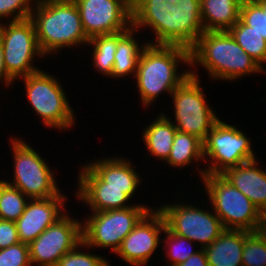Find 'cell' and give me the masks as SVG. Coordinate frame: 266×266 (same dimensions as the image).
Instances as JSON below:
<instances>
[{"label":"cell","mask_w":266,"mask_h":266,"mask_svg":"<svg viewBox=\"0 0 266 266\" xmlns=\"http://www.w3.org/2000/svg\"><path fill=\"white\" fill-rule=\"evenodd\" d=\"M132 27L148 28L151 45H178L191 49L204 32L200 0H132Z\"/></svg>","instance_id":"6da1fadb"},{"label":"cell","mask_w":266,"mask_h":266,"mask_svg":"<svg viewBox=\"0 0 266 266\" xmlns=\"http://www.w3.org/2000/svg\"><path fill=\"white\" fill-rule=\"evenodd\" d=\"M180 63L188 69L178 70ZM189 67V49L178 45L147 44L140 54L134 76L142 106L149 108L163 93L170 97L190 75Z\"/></svg>","instance_id":"7a4b0ae2"},{"label":"cell","mask_w":266,"mask_h":266,"mask_svg":"<svg viewBox=\"0 0 266 266\" xmlns=\"http://www.w3.org/2000/svg\"><path fill=\"white\" fill-rule=\"evenodd\" d=\"M201 66L215 80L230 81L262 73V67L229 31H204L190 49V69Z\"/></svg>","instance_id":"3957f363"},{"label":"cell","mask_w":266,"mask_h":266,"mask_svg":"<svg viewBox=\"0 0 266 266\" xmlns=\"http://www.w3.org/2000/svg\"><path fill=\"white\" fill-rule=\"evenodd\" d=\"M30 19L35 26L39 47L46 57L64 47L86 46L89 41L73 0H36Z\"/></svg>","instance_id":"277c9868"},{"label":"cell","mask_w":266,"mask_h":266,"mask_svg":"<svg viewBox=\"0 0 266 266\" xmlns=\"http://www.w3.org/2000/svg\"><path fill=\"white\" fill-rule=\"evenodd\" d=\"M201 182L224 229L255 232L266 228V217L222 174H204Z\"/></svg>","instance_id":"5b68a950"},{"label":"cell","mask_w":266,"mask_h":266,"mask_svg":"<svg viewBox=\"0 0 266 266\" xmlns=\"http://www.w3.org/2000/svg\"><path fill=\"white\" fill-rule=\"evenodd\" d=\"M19 79L24 81L29 105L42 119L43 126L63 132L76 125V113L56 75L52 76L41 69Z\"/></svg>","instance_id":"8992f818"},{"label":"cell","mask_w":266,"mask_h":266,"mask_svg":"<svg viewBox=\"0 0 266 266\" xmlns=\"http://www.w3.org/2000/svg\"><path fill=\"white\" fill-rule=\"evenodd\" d=\"M246 135L236 125L219 119L203 142L204 161L208 166L195 170L200 180L204 174H223L229 168L257 159L252 141Z\"/></svg>","instance_id":"52a82bcc"},{"label":"cell","mask_w":266,"mask_h":266,"mask_svg":"<svg viewBox=\"0 0 266 266\" xmlns=\"http://www.w3.org/2000/svg\"><path fill=\"white\" fill-rule=\"evenodd\" d=\"M196 70L190 69V75L171 94L175 120L172 123L178 131L194 135L204 142L220 118L207 103Z\"/></svg>","instance_id":"ba28073f"},{"label":"cell","mask_w":266,"mask_h":266,"mask_svg":"<svg viewBox=\"0 0 266 266\" xmlns=\"http://www.w3.org/2000/svg\"><path fill=\"white\" fill-rule=\"evenodd\" d=\"M154 207L135 204L124 209L90 212L82 221L83 242L94 248H111L116 253L123 239Z\"/></svg>","instance_id":"9c48e42d"},{"label":"cell","mask_w":266,"mask_h":266,"mask_svg":"<svg viewBox=\"0 0 266 266\" xmlns=\"http://www.w3.org/2000/svg\"><path fill=\"white\" fill-rule=\"evenodd\" d=\"M13 154V180L6 182L19 189L30 199L57 196L61 189L57 186L54 171L47 161L41 157L26 141L19 137H11Z\"/></svg>","instance_id":"30bf717a"},{"label":"cell","mask_w":266,"mask_h":266,"mask_svg":"<svg viewBox=\"0 0 266 266\" xmlns=\"http://www.w3.org/2000/svg\"><path fill=\"white\" fill-rule=\"evenodd\" d=\"M0 37L4 50L7 73L16 81L39 70L34 66L35 58L43 59L33 21L28 18L0 24Z\"/></svg>","instance_id":"8fae6325"},{"label":"cell","mask_w":266,"mask_h":266,"mask_svg":"<svg viewBox=\"0 0 266 266\" xmlns=\"http://www.w3.org/2000/svg\"><path fill=\"white\" fill-rule=\"evenodd\" d=\"M156 208L170 232L199 243L201 249L209 246L225 230L212 208L206 210L186 202L165 203Z\"/></svg>","instance_id":"7c38bea8"},{"label":"cell","mask_w":266,"mask_h":266,"mask_svg":"<svg viewBox=\"0 0 266 266\" xmlns=\"http://www.w3.org/2000/svg\"><path fill=\"white\" fill-rule=\"evenodd\" d=\"M65 213L29 244L31 266H55L83 241L82 221Z\"/></svg>","instance_id":"4fadbf2b"},{"label":"cell","mask_w":266,"mask_h":266,"mask_svg":"<svg viewBox=\"0 0 266 266\" xmlns=\"http://www.w3.org/2000/svg\"><path fill=\"white\" fill-rule=\"evenodd\" d=\"M88 38L110 35L132 27L131 0H73Z\"/></svg>","instance_id":"5bb4252c"},{"label":"cell","mask_w":266,"mask_h":266,"mask_svg":"<svg viewBox=\"0 0 266 266\" xmlns=\"http://www.w3.org/2000/svg\"><path fill=\"white\" fill-rule=\"evenodd\" d=\"M166 226L162 214L153 208L123 239L115 253L130 266H147L160 243ZM161 237V238H160Z\"/></svg>","instance_id":"9a60e30c"},{"label":"cell","mask_w":266,"mask_h":266,"mask_svg":"<svg viewBox=\"0 0 266 266\" xmlns=\"http://www.w3.org/2000/svg\"><path fill=\"white\" fill-rule=\"evenodd\" d=\"M79 168L77 199L86 204L90 212H101L115 209H124L134 204H129L138 189L104 188V182L86 165ZM128 203V204H127Z\"/></svg>","instance_id":"2e32d148"},{"label":"cell","mask_w":266,"mask_h":266,"mask_svg":"<svg viewBox=\"0 0 266 266\" xmlns=\"http://www.w3.org/2000/svg\"><path fill=\"white\" fill-rule=\"evenodd\" d=\"M66 197L61 191L54 197L30 199L15 221L20 242L30 244L61 218L66 211Z\"/></svg>","instance_id":"e0dca14e"},{"label":"cell","mask_w":266,"mask_h":266,"mask_svg":"<svg viewBox=\"0 0 266 266\" xmlns=\"http://www.w3.org/2000/svg\"><path fill=\"white\" fill-rule=\"evenodd\" d=\"M257 159L227 169L222 175L266 217V170Z\"/></svg>","instance_id":"ac0fdd59"},{"label":"cell","mask_w":266,"mask_h":266,"mask_svg":"<svg viewBox=\"0 0 266 266\" xmlns=\"http://www.w3.org/2000/svg\"><path fill=\"white\" fill-rule=\"evenodd\" d=\"M131 162L124 157L113 156L90 160L86 165L104 182V188L138 189L143 181Z\"/></svg>","instance_id":"d6986e66"},{"label":"cell","mask_w":266,"mask_h":266,"mask_svg":"<svg viewBox=\"0 0 266 266\" xmlns=\"http://www.w3.org/2000/svg\"><path fill=\"white\" fill-rule=\"evenodd\" d=\"M244 230L225 229L209 246L205 255L209 266H242Z\"/></svg>","instance_id":"ffe728a7"},{"label":"cell","mask_w":266,"mask_h":266,"mask_svg":"<svg viewBox=\"0 0 266 266\" xmlns=\"http://www.w3.org/2000/svg\"><path fill=\"white\" fill-rule=\"evenodd\" d=\"M167 113H160L157 117L146 127L142 132V140L147 153L153 157L158 158L165 162L170 155L172 144L175 134L177 132L176 127L170 119V115L167 117Z\"/></svg>","instance_id":"44dd1931"},{"label":"cell","mask_w":266,"mask_h":266,"mask_svg":"<svg viewBox=\"0 0 266 266\" xmlns=\"http://www.w3.org/2000/svg\"><path fill=\"white\" fill-rule=\"evenodd\" d=\"M242 0H200L204 31H228L240 19Z\"/></svg>","instance_id":"7402d4cb"},{"label":"cell","mask_w":266,"mask_h":266,"mask_svg":"<svg viewBox=\"0 0 266 266\" xmlns=\"http://www.w3.org/2000/svg\"><path fill=\"white\" fill-rule=\"evenodd\" d=\"M137 30L131 27L118 41L114 55V67L111 78L122 79L127 75L135 76L142 50L147 46L148 40L142 45L136 39ZM135 34V35H134Z\"/></svg>","instance_id":"603a6c76"},{"label":"cell","mask_w":266,"mask_h":266,"mask_svg":"<svg viewBox=\"0 0 266 266\" xmlns=\"http://www.w3.org/2000/svg\"><path fill=\"white\" fill-rule=\"evenodd\" d=\"M204 162V145L198 137L177 130L171 152L164 162L172 168L193 166V162Z\"/></svg>","instance_id":"cb8c5ba5"},{"label":"cell","mask_w":266,"mask_h":266,"mask_svg":"<svg viewBox=\"0 0 266 266\" xmlns=\"http://www.w3.org/2000/svg\"><path fill=\"white\" fill-rule=\"evenodd\" d=\"M128 30L110 34V35H96L89 38L86 46L92 47V64L96 71L111 78V73L114 67V55L116 53L117 41Z\"/></svg>","instance_id":"d4e9b609"},{"label":"cell","mask_w":266,"mask_h":266,"mask_svg":"<svg viewBox=\"0 0 266 266\" xmlns=\"http://www.w3.org/2000/svg\"><path fill=\"white\" fill-rule=\"evenodd\" d=\"M239 46L262 68L266 65V40L239 19L229 30Z\"/></svg>","instance_id":"484cf974"},{"label":"cell","mask_w":266,"mask_h":266,"mask_svg":"<svg viewBox=\"0 0 266 266\" xmlns=\"http://www.w3.org/2000/svg\"><path fill=\"white\" fill-rule=\"evenodd\" d=\"M29 200L19 189L7 183L6 179L0 180V219L15 222Z\"/></svg>","instance_id":"4316f807"},{"label":"cell","mask_w":266,"mask_h":266,"mask_svg":"<svg viewBox=\"0 0 266 266\" xmlns=\"http://www.w3.org/2000/svg\"><path fill=\"white\" fill-rule=\"evenodd\" d=\"M242 266H266V228L255 232L244 230Z\"/></svg>","instance_id":"83f0119b"},{"label":"cell","mask_w":266,"mask_h":266,"mask_svg":"<svg viewBox=\"0 0 266 266\" xmlns=\"http://www.w3.org/2000/svg\"><path fill=\"white\" fill-rule=\"evenodd\" d=\"M163 237L164 238L162 239V242L165 247L164 250L166 253V260L167 262L170 261L169 265L167 266L179 265L201 249L200 247L199 249L197 247V249L194 250V247H192L195 244L194 242L170 232L167 228L164 230Z\"/></svg>","instance_id":"f1b7e54d"},{"label":"cell","mask_w":266,"mask_h":266,"mask_svg":"<svg viewBox=\"0 0 266 266\" xmlns=\"http://www.w3.org/2000/svg\"><path fill=\"white\" fill-rule=\"evenodd\" d=\"M83 247V250L88 252H84L81 249ZM90 249L92 248L82 241L72 251L61 257L55 266H112L104 256L90 253Z\"/></svg>","instance_id":"f546056e"},{"label":"cell","mask_w":266,"mask_h":266,"mask_svg":"<svg viewBox=\"0 0 266 266\" xmlns=\"http://www.w3.org/2000/svg\"><path fill=\"white\" fill-rule=\"evenodd\" d=\"M240 19L266 40V11L255 1H242Z\"/></svg>","instance_id":"4dcf8cb0"},{"label":"cell","mask_w":266,"mask_h":266,"mask_svg":"<svg viewBox=\"0 0 266 266\" xmlns=\"http://www.w3.org/2000/svg\"><path fill=\"white\" fill-rule=\"evenodd\" d=\"M32 1L36 0H0V24L5 18L7 22L30 18L34 6Z\"/></svg>","instance_id":"1f68e13d"},{"label":"cell","mask_w":266,"mask_h":266,"mask_svg":"<svg viewBox=\"0 0 266 266\" xmlns=\"http://www.w3.org/2000/svg\"><path fill=\"white\" fill-rule=\"evenodd\" d=\"M0 266H31L29 244L18 242L1 249Z\"/></svg>","instance_id":"d6a6232c"},{"label":"cell","mask_w":266,"mask_h":266,"mask_svg":"<svg viewBox=\"0 0 266 266\" xmlns=\"http://www.w3.org/2000/svg\"><path fill=\"white\" fill-rule=\"evenodd\" d=\"M20 242L14 221L0 219V250Z\"/></svg>","instance_id":"836d02e7"},{"label":"cell","mask_w":266,"mask_h":266,"mask_svg":"<svg viewBox=\"0 0 266 266\" xmlns=\"http://www.w3.org/2000/svg\"><path fill=\"white\" fill-rule=\"evenodd\" d=\"M176 266H209L205 250L200 249L196 254L191 255L186 261Z\"/></svg>","instance_id":"e575fe53"},{"label":"cell","mask_w":266,"mask_h":266,"mask_svg":"<svg viewBox=\"0 0 266 266\" xmlns=\"http://www.w3.org/2000/svg\"><path fill=\"white\" fill-rule=\"evenodd\" d=\"M3 55H4V50H3L2 40L0 37V82L3 83L5 87L8 86L10 87L11 84L14 85L15 80L6 71Z\"/></svg>","instance_id":"d590c367"},{"label":"cell","mask_w":266,"mask_h":266,"mask_svg":"<svg viewBox=\"0 0 266 266\" xmlns=\"http://www.w3.org/2000/svg\"><path fill=\"white\" fill-rule=\"evenodd\" d=\"M263 11H266V0H254Z\"/></svg>","instance_id":"8d00e7d4"},{"label":"cell","mask_w":266,"mask_h":266,"mask_svg":"<svg viewBox=\"0 0 266 266\" xmlns=\"http://www.w3.org/2000/svg\"><path fill=\"white\" fill-rule=\"evenodd\" d=\"M266 67H263L262 68V74H265L266 75V69H265Z\"/></svg>","instance_id":"74e56055"}]
</instances>
